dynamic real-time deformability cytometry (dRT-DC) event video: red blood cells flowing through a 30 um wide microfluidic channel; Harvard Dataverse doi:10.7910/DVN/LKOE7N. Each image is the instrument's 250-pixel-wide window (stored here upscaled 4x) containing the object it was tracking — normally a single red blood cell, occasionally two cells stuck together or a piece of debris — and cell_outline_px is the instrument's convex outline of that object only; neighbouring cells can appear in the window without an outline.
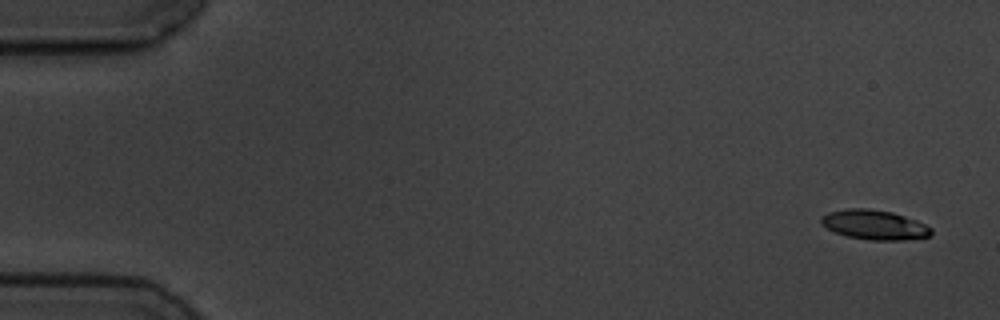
{"species": "common noctule bat (a hibernating species)", "species_latin": "Nyctalus noctula", "temperature_condition": "cold", "stored_images_in_passage": 6, "camera_frame_rate_fps": 3000, "um_per_image_px": 0.085, "animal": {"sex": "male", "body_mass_g": 19.5, "forearm_length_mm": 54.6}, "frame": {"image": 1, "passage_image": 1, "time_ms": 0.0, "image_size_px": [1000, 320], "cell_outline_px": [[932, 232], [928, 236], [904, 240], [868, 240], [848, 236], [836, 232], [828, 228], [820, 220], [820, 216], [828, 212], [848, 208], [868, 208], [892, 212], [916, 220], [932, 228]], "centroid_in_image_um": [74.32, 19.1], "position_along_channel_um": 10.7, "area_um2": 18.84}}